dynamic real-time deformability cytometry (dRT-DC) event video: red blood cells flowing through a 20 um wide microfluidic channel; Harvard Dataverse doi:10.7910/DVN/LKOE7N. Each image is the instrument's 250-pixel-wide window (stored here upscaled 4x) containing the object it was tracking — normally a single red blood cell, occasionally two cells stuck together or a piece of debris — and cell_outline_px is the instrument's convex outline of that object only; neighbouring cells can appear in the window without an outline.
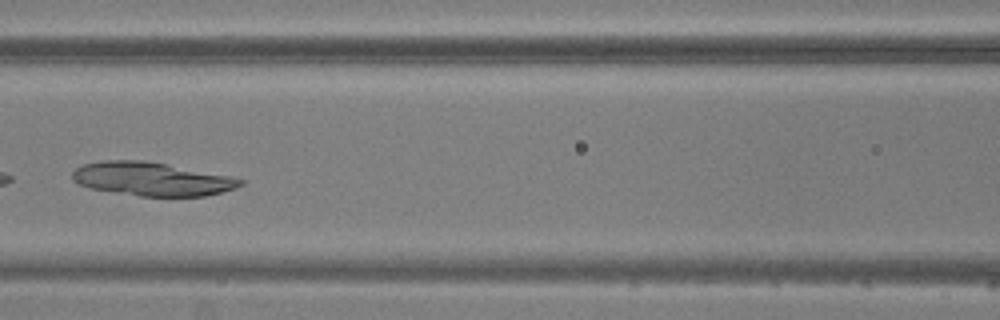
{"species": "common noctule bat (a hibernating species)", "species_latin": "Nyctalus noctula", "temperature_condition": "warm", "stored_images_in_passage": 6, "camera_frame_rate_fps": 3000, "um_per_image_px": 0.085, "animal": {"sex": "male", "body_mass_g": 20.5, "forearm_length_mm": 52.5}, "frame": {"image": 1, "passage_image": 5, "time_ms": 4.667, "image_size_px": [1000, 320], "cell_outline_px": [[244, 184], [236, 188], [204, 196], [140, 196], [88, 188], [76, 184], [72, 180], [72, 172], [80, 164], [104, 160], [144, 160], [232, 176], [244, 180]], "centroid_in_image_um": [12.86, 15.21], "position_along_channel_um": 153.7, "area_um2": 33.0}}
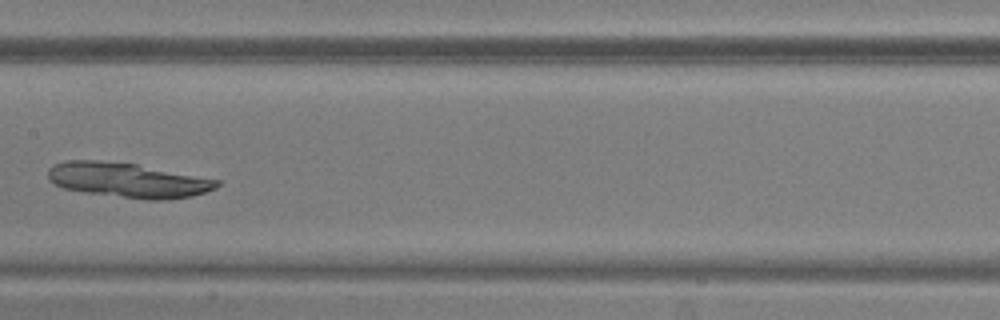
{"frame": {"image": 2, "passage_image": 6, "time_ms": 5.667, "image_size_px": [1000, 320], "cell_outline_px": [[220, 184], [216, 188], [192, 196], [168, 200], [148, 200], [84, 192], [64, 188], [48, 180], [48, 168], [64, 160], [96, 160], [136, 164], [220, 180]], "centroid_in_image_um": [10.87, 15.31], "position_along_channel_um": 196.5, "area_um2": 34.1}}